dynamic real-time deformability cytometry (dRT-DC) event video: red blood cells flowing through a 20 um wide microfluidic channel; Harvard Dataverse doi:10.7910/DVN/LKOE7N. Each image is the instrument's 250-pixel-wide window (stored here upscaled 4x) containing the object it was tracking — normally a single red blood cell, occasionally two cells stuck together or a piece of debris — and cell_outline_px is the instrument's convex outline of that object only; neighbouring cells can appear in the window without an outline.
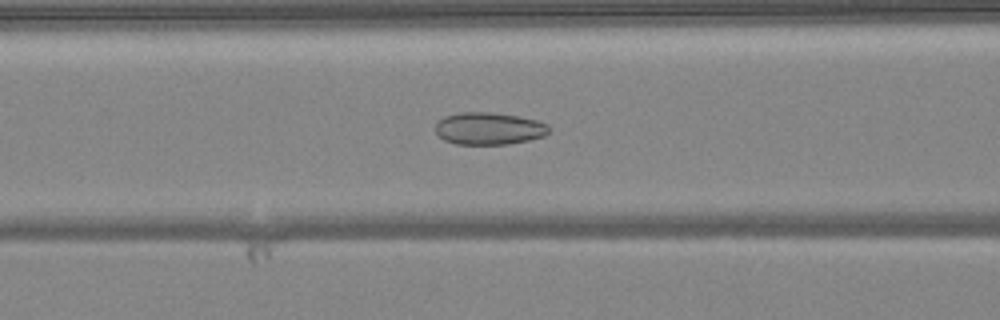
{"species": "common noctule bat (a hibernating species)", "species_latin": "Nyctalus noctula", "temperature_condition": "warm", "stored_images_in_passage": 50, "camera_frame_rate_fps": 3000, "um_per_image_px": 0.085, "animal": {"sex": "female", "body_mass_g": 24.6, "forearm_length_mm": 56.2}, "frame": {"image": 1, "passage_image": 20, "time_ms": 6.333, "image_size_px": [1000, 320], "cell_outline_px": [[548, 132], [544, 136], [532, 140], [508, 144], [456, 144], [444, 140], [436, 132], [436, 124], [444, 116], [460, 112], [492, 112], [516, 116], [536, 120], [548, 124]], "centroid_in_image_um": [41.56, 10.93], "position_along_channel_um": 125.0, "area_um2": 21.33}}
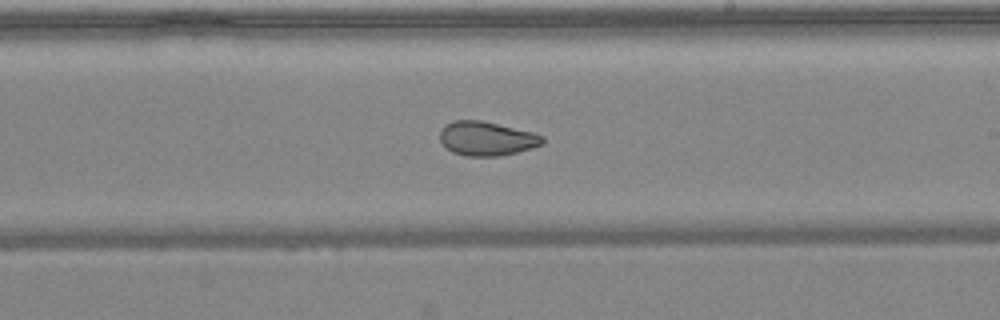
{"frame": {"image": 2, "passage_image": 29, "time_ms": 9.333, "image_size_px": [1000, 320], "cell_outline_px": [[544, 144], [532, 148], [500, 156], [464, 156], [452, 152], [440, 140], [440, 128], [444, 124], [452, 120], [480, 120], [532, 132], [544, 136]], "centroid_in_image_um": [41.35, 11.77], "position_along_channel_um": 247.7, "area_um2": 20.46}}
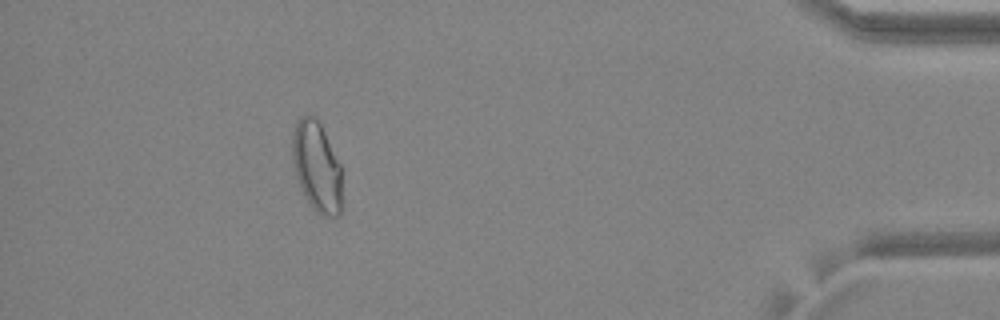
{"frame": {"image": 3, "passage_image": 45, "time_ms": 14.667, "image_size_px": [1000, 320], "cell_outline_px": [[340, 216], [324, 216], [316, 212], [312, 208], [300, 188], [292, 164], [292, 132], [300, 116], [316, 116], [340, 164]], "centroid_in_image_um": [26.89, 14.17], "position_along_channel_um": 408.3, "area_um2": 25.89}, "authors_computed_cell_mechanics": {"area_um2": 24.7384, "velocity_mm_per_s": 4.0972, "shape_relaxation_time_tau1_ms": null, "shape_relaxation_time_tau2_ms": 1.1678, "deformation_change_tau1": null, "deformation_change_tau2": 0.0603}}